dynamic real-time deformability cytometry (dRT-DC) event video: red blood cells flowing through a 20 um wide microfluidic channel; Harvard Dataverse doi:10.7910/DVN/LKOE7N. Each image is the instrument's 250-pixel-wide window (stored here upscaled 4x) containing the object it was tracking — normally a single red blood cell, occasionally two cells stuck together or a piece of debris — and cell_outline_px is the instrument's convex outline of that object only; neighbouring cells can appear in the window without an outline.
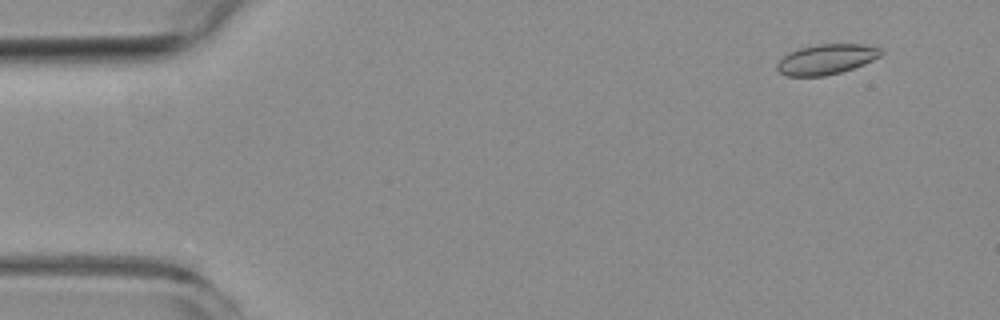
{"species": "common noctule bat (a hibernating species)", "species_latin": "Nyctalus noctula", "temperature_condition": "room temperature", "stored_images_in_passage": 6, "camera_frame_rate_fps": 3000, "um_per_image_px": 0.085, "animal": {"sex": "female", "body_mass_g": 19.3, "forearm_length_mm": 54.1}, "frame": {"image": 1, "passage_image": 1, "time_ms": 0.0, "image_size_px": [1000, 320], "cell_outline_px": [[884, 52], [880, 56], [864, 64], [840, 72], [824, 76], [784, 76], [776, 68], [776, 64], [788, 52], [800, 48], [816, 44], [860, 44], [880, 48]], "centroid_in_image_um": [70.21, 5.04], "position_along_channel_um": 14.8, "area_um2": 18.21}}
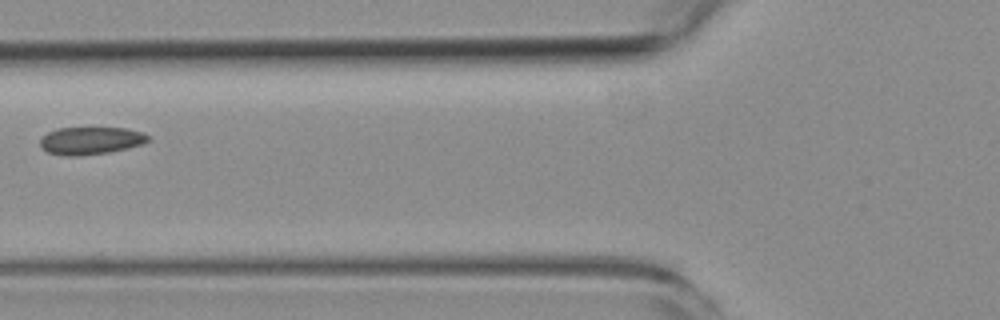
{"frame": {"image": 2, "passage_image": 5, "time_ms": 5.667, "image_size_px": [1000, 320], "cell_outline_px": [[152, 140], [144, 144], [108, 152], [76, 156], [68, 156], [48, 152], [40, 144], [40, 140], [48, 132], [56, 128], [128, 128], [144, 132], [152, 136]], "centroid_in_image_um": [7.8, 11.94], "position_along_channel_um": 118.0, "area_um2": 17.4}}
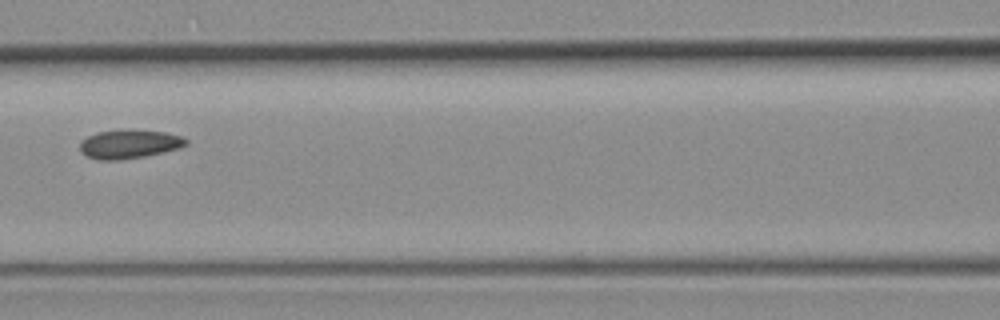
{"frame": {"image": 3, "passage_image": 6, "time_ms": 6.667, "image_size_px": [1000, 320], "cell_outline_px": [[188, 144], [180, 148], [144, 156], [120, 160], [100, 160], [88, 156], [80, 152], [80, 144], [88, 136], [96, 132], [164, 132], [180, 136], [188, 140]], "centroid_in_image_um": [10.99, 12.29], "position_along_channel_um": 155.6, "area_um2": 16.94}}